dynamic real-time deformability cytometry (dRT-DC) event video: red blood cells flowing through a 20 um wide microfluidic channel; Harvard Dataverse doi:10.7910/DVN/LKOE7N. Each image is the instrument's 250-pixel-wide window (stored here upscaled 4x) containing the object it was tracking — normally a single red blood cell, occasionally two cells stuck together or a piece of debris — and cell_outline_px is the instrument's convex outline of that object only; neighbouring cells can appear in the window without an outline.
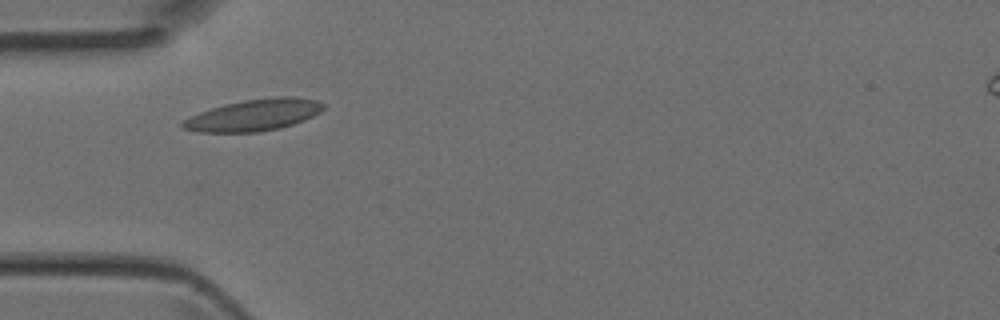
{"species": "Egyptian fruit bat (a non-hibernating species)", "species_latin": "Rousettus aegyptiacus", "temperature_condition": "room temperature", "stored_images_in_passage": 1, "camera_frame_rate_fps": 3000, "um_per_image_px": 0.085, "animal": {"sex": "female"}, "frame": {"image": 1, "passage_image": 1, "time_ms": 0.0, "image_size_px": [1000, 320], "cell_outline_px": [[324, 108], [320, 112], [304, 120], [280, 128], [256, 132], [200, 132], [180, 128], [180, 120], [200, 112], [224, 104], [244, 100], [276, 96], [296, 96], [316, 100], [324, 104]], "centroid_in_image_um": [21.55, 9.77], "position_along_channel_um": 63.5, "area_um2": 26.01}}